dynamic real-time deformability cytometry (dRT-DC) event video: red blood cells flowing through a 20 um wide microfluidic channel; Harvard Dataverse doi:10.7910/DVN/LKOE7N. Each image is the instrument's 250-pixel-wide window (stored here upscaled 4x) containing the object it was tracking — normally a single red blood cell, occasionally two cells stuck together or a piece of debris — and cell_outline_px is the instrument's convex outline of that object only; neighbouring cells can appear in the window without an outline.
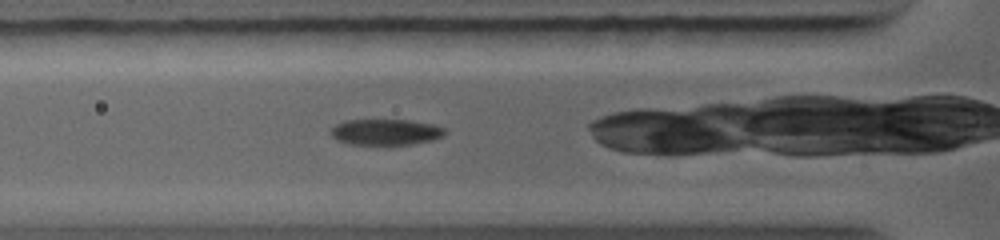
{"species": "common noctule bat (a hibernating species)", "species_latin": "Nyctalus noctula", "temperature_condition": "warm", "stored_images_in_passage": 22, "camera_frame_rate_fps": 5000, "um_per_image_px": 0.085, "animal": {"sex": "female", "body_mass_g": 19.0, "forearm_length_mm": 56.7}, "frame": {"image": 1, "passage_image": 3, "time_ms": 0.8, "image_size_px": [1000, 240], "cell_outline_px": [[444, 136], [432, 140], [412, 144], [348, 144], [336, 140], [328, 132], [336, 124], [344, 120], [408, 120], [432, 124], [444, 128]], "centroid_in_image_um": [32.73, 11.22], "position_along_channel_um": 93.1, "area_um2": 17.22}}
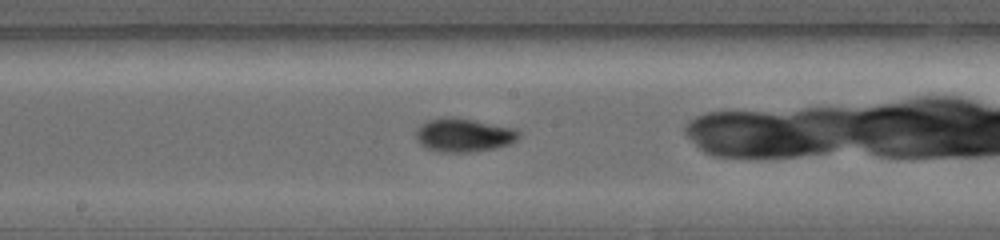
{"frame": {"image": 2, "passage_image": 9, "time_ms": 3.2, "image_size_px": [1000, 240], "cell_outline_px": [[520, 136], [512, 144], [496, 148], [472, 152], [440, 152], [428, 148], [420, 144], [416, 140], [416, 128], [420, 124], [428, 120], [444, 116], [452, 116], [516, 128], [520, 132]], "centroid_in_image_um": [39.42, 11.47], "position_along_channel_um": 208.8, "area_um2": 20.46}}
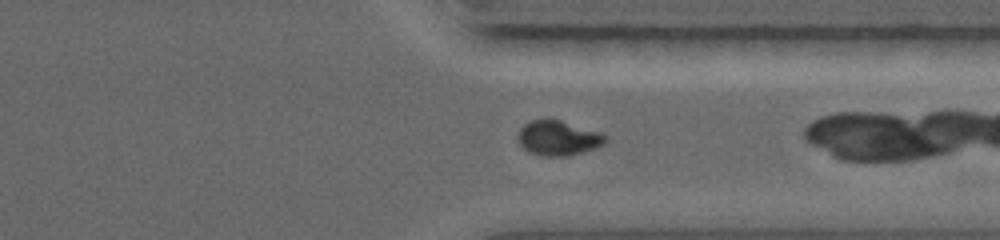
{"frame": {"image": 3, "passage_image": 17, "time_ms": 6.4, "image_size_px": [1000, 240], "cell_outline_px": [[608, 140], [604, 144], [596, 148], [568, 156], [544, 156], [528, 152], [520, 144], [520, 128], [524, 124], [532, 120], [560, 120], [600, 132], [608, 136]], "centroid_in_image_um": [47.5, 11.75], "position_along_channel_um": 363.9, "area_um2": 17.57}}